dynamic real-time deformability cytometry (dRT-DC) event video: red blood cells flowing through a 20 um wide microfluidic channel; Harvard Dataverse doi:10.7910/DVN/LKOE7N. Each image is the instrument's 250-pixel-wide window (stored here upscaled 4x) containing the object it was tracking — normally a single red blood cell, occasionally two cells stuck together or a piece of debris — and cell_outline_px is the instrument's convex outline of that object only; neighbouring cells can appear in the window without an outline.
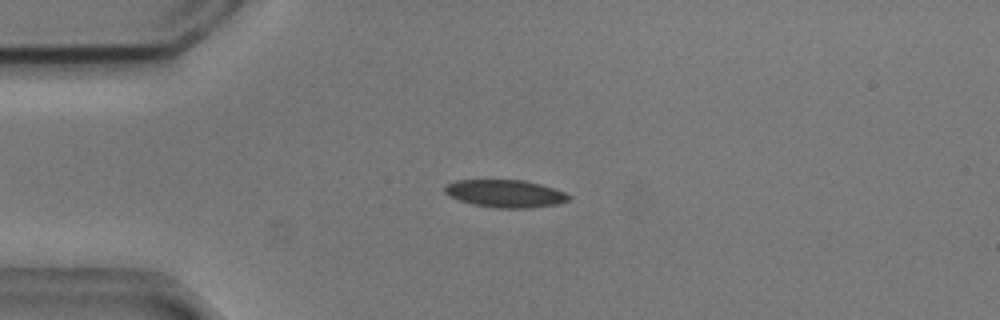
{"species": "common noctule bat (a hibernating species)", "species_latin": "Nyctalus noctula", "temperature_condition": "cold", "stored_images_in_passage": 53, "camera_frame_rate_fps": 3000, "um_per_image_px": 0.085, "animal": {"sex": "male", "body_mass_g": 20.5, "forearm_length_mm": 52.5}, "frame": {"image": 1, "passage_image": 12, "time_ms": 3.667, "image_size_px": [1000, 320], "cell_outline_px": [[572, 196], [568, 200], [556, 204], [528, 208], [496, 208], [472, 204], [448, 196], [444, 192], [444, 184], [456, 180], [524, 180], [540, 184], [564, 192]], "centroid_in_image_um": [42.9, 16.45], "position_along_channel_um": 42.1, "area_um2": 19.94}}
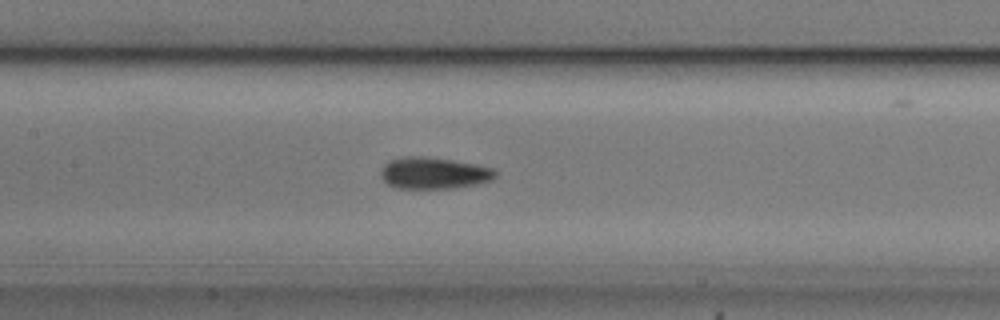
{"frame": {"image": 2, "passage_image": 24, "time_ms": 7.667, "image_size_px": [1000, 320], "cell_outline_px": [[496, 176], [492, 180], [476, 184], [456, 188], [396, 188], [388, 184], [380, 176], [380, 168], [388, 160], [408, 156], [424, 156], [452, 160], [476, 164], [496, 168]], "centroid_in_image_um": [36.87, 14.71], "position_along_channel_um": 170.5, "area_um2": 21.33}}
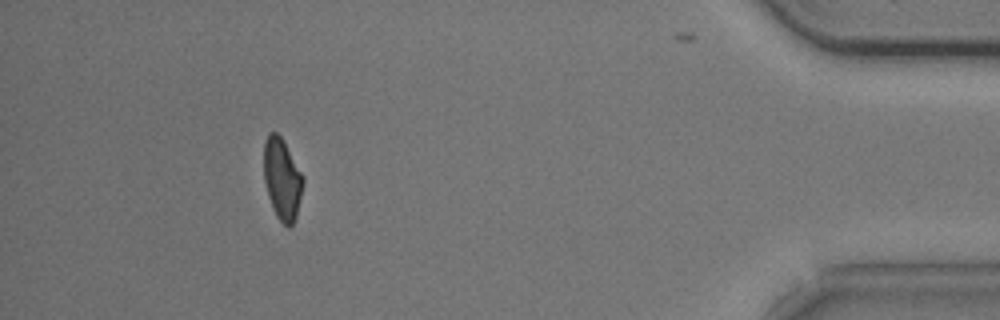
{"frame": {"image": 3, "passage_image": 48, "time_ms": 15.667, "image_size_px": [1000, 320], "cell_outline_px": [[304, 180], [296, 216], [292, 224], [288, 228], [276, 216], [272, 208], [268, 196], [264, 180], [264, 140], [268, 132], [276, 132], [280, 136], [304, 176]], "centroid_in_image_um": [23.96, 15.21], "position_along_channel_um": 411.2, "area_um2": 18.5}, "authors_computed_cell_mechanics": {"area_um2": 19.652, "velocity_mm_per_s": 3.7452, "shape_relaxation_time_tau1_ms": 4.1584, "shape_relaxation_time_tau2_ms": 6.6031, "deformation_change_tau1": 0.1116, "deformation_change_tau2": 0.1028}}